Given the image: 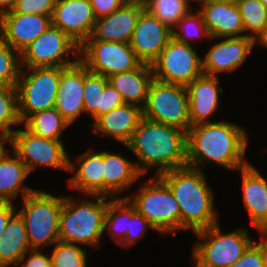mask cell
Segmentation results:
<instances>
[{
    "instance_id": "cell-1",
    "label": "cell",
    "mask_w": 267,
    "mask_h": 267,
    "mask_svg": "<svg viewBox=\"0 0 267 267\" xmlns=\"http://www.w3.org/2000/svg\"><path fill=\"white\" fill-rule=\"evenodd\" d=\"M245 130L224 120L190 126L187 132V166L203 170L206 163H215L228 171L245 167L249 164L244 158L249 140Z\"/></svg>"
},
{
    "instance_id": "cell-2",
    "label": "cell",
    "mask_w": 267,
    "mask_h": 267,
    "mask_svg": "<svg viewBox=\"0 0 267 267\" xmlns=\"http://www.w3.org/2000/svg\"><path fill=\"white\" fill-rule=\"evenodd\" d=\"M124 146L136 156L135 165L142 175L153 167L158 176L187 166V132L174 126L143 117Z\"/></svg>"
},
{
    "instance_id": "cell-3",
    "label": "cell",
    "mask_w": 267,
    "mask_h": 267,
    "mask_svg": "<svg viewBox=\"0 0 267 267\" xmlns=\"http://www.w3.org/2000/svg\"><path fill=\"white\" fill-rule=\"evenodd\" d=\"M204 174L203 170L185 166L158 175L179 205L181 230L195 233L219 223L214 192Z\"/></svg>"
},
{
    "instance_id": "cell-4",
    "label": "cell",
    "mask_w": 267,
    "mask_h": 267,
    "mask_svg": "<svg viewBox=\"0 0 267 267\" xmlns=\"http://www.w3.org/2000/svg\"><path fill=\"white\" fill-rule=\"evenodd\" d=\"M91 199L76 202L72 196H64L59 241L96 248L100 246L104 233V218L112 198L107 201L105 196L92 195Z\"/></svg>"
},
{
    "instance_id": "cell-5",
    "label": "cell",
    "mask_w": 267,
    "mask_h": 267,
    "mask_svg": "<svg viewBox=\"0 0 267 267\" xmlns=\"http://www.w3.org/2000/svg\"><path fill=\"white\" fill-rule=\"evenodd\" d=\"M64 196L34 190L22 199L17 213L23 219L31 249L48 247L59 241L60 216Z\"/></svg>"
},
{
    "instance_id": "cell-6",
    "label": "cell",
    "mask_w": 267,
    "mask_h": 267,
    "mask_svg": "<svg viewBox=\"0 0 267 267\" xmlns=\"http://www.w3.org/2000/svg\"><path fill=\"white\" fill-rule=\"evenodd\" d=\"M194 234L199 239L192 250L195 267H230L255 241L246 227L224 234L219 223Z\"/></svg>"
},
{
    "instance_id": "cell-7",
    "label": "cell",
    "mask_w": 267,
    "mask_h": 267,
    "mask_svg": "<svg viewBox=\"0 0 267 267\" xmlns=\"http://www.w3.org/2000/svg\"><path fill=\"white\" fill-rule=\"evenodd\" d=\"M138 192L137 195L124 194L119 197H126L156 232L176 234L181 230L179 205L168 186L158 176L143 183Z\"/></svg>"
},
{
    "instance_id": "cell-8",
    "label": "cell",
    "mask_w": 267,
    "mask_h": 267,
    "mask_svg": "<svg viewBox=\"0 0 267 267\" xmlns=\"http://www.w3.org/2000/svg\"><path fill=\"white\" fill-rule=\"evenodd\" d=\"M60 76L61 67L21 68L16 88L22 124L34 113L55 107Z\"/></svg>"
},
{
    "instance_id": "cell-9",
    "label": "cell",
    "mask_w": 267,
    "mask_h": 267,
    "mask_svg": "<svg viewBox=\"0 0 267 267\" xmlns=\"http://www.w3.org/2000/svg\"><path fill=\"white\" fill-rule=\"evenodd\" d=\"M143 117L188 132L191 124L186 87L153 79L148 88Z\"/></svg>"
},
{
    "instance_id": "cell-10",
    "label": "cell",
    "mask_w": 267,
    "mask_h": 267,
    "mask_svg": "<svg viewBox=\"0 0 267 267\" xmlns=\"http://www.w3.org/2000/svg\"><path fill=\"white\" fill-rule=\"evenodd\" d=\"M151 67L154 79L185 87L204 74L202 58L193 46L179 42L174 37L168 41Z\"/></svg>"
},
{
    "instance_id": "cell-11",
    "label": "cell",
    "mask_w": 267,
    "mask_h": 267,
    "mask_svg": "<svg viewBox=\"0 0 267 267\" xmlns=\"http://www.w3.org/2000/svg\"><path fill=\"white\" fill-rule=\"evenodd\" d=\"M20 57L21 67H66L79 59V46L51 25L21 52Z\"/></svg>"
},
{
    "instance_id": "cell-12",
    "label": "cell",
    "mask_w": 267,
    "mask_h": 267,
    "mask_svg": "<svg viewBox=\"0 0 267 267\" xmlns=\"http://www.w3.org/2000/svg\"><path fill=\"white\" fill-rule=\"evenodd\" d=\"M79 60L88 71L106 78L141 64L129 43L100 40H86L79 47Z\"/></svg>"
},
{
    "instance_id": "cell-13",
    "label": "cell",
    "mask_w": 267,
    "mask_h": 267,
    "mask_svg": "<svg viewBox=\"0 0 267 267\" xmlns=\"http://www.w3.org/2000/svg\"><path fill=\"white\" fill-rule=\"evenodd\" d=\"M12 151L24 162L29 173L37 166L69 171L68 152L63 140H50L37 136L25 126L11 134Z\"/></svg>"
},
{
    "instance_id": "cell-14",
    "label": "cell",
    "mask_w": 267,
    "mask_h": 267,
    "mask_svg": "<svg viewBox=\"0 0 267 267\" xmlns=\"http://www.w3.org/2000/svg\"><path fill=\"white\" fill-rule=\"evenodd\" d=\"M172 37V30L144 9L129 44L141 63L152 65Z\"/></svg>"
},
{
    "instance_id": "cell-15",
    "label": "cell",
    "mask_w": 267,
    "mask_h": 267,
    "mask_svg": "<svg viewBox=\"0 0 267 267\" xmlns=\"http://www.w3.org/2000/svg\"><path fill=\"white\" fill-rule=\"evenodd\" d=\"M95 22L89 0H56L52 25L79 47L92 35Z\"/></svg>"
},
{
    "instance_id": "cell-16",
    "label": "cell",
    "mask_w": 267,
    "mask_h": 267,
    "mask_svg": "<svg viewBox=\"0 0 267 267\" xmlns=\"http://www.w3.org/2000/svg\"><path fill=\"white\" fill-rule=\"evenodd\" d=\"M202 58V69L205 75L217 77L218 73H230L244 64L248 55L258 44L247 36L219 38Z\"/></svg>"
},
{
    "instance_id": "cell-17",
    "label": "cell",
    "mask_w": 267,
    "mask_h": 267,
    "mask_svg": "<svg viewBox=\"0 0 267 267\" xmlns=\"http://www.w3.org/2000/svg\"><path fill=\"white\" fill-rule=\"evenodd\" d=\"M52 25V17L39 14L3 13L0 34L17 52H21Z\"/></svg>"
},
{
    "instance_id": "cell-18",
    "label": "cell",
    "mask_w": 267,
    "mask_h": 267,
    "mask_svg": "<svg viewBox=\"0 0 267 267\" xmlns=\"http://www.w3.org/2000/svg\"><path fill=\"white\" fill-rule=\"evenodd\" d=\"M84 64L78 59L74 64L61 67L59 89L55 108L70 123L84 113Z\"/></svg>"
},
{
    "instance_id": "cell-19",
    "label": "cell",
    "mask_w": 267,
    "mask_h": 267,
    "mask_svg": "<svg viewBox=\"0 0 267 267\" xmlns=\"http://www.w3.org/2000/svg\"><path fill=\"white\" fill-rule=\"evenodd\" d=\"M209 39L244 36L242 17L237 6L217 0H199Z\"/></svg>"
},
{
    "instance_id": "cell-20",
    "label": "cell",
    "mask_w": 267,
    "mask_h": 267,
    "mask_svg": "<svg viewBox=\"0 0 267 267\" xmlns=\"http://www.w3.org/2000/svg\"><path fill=\"white\" fill-rule=\"evenodd\" d=\"M76 160L69 158L68 172L74 175L68 179L69 187L86 196H104V151L89 149Z\"/></svg>"
},
{
    "instance_id": "cell-21",
    "label": "cell",
    "mask_w": 267,
    "mask_h": 267,
    "mask_svg": "<svg viewBox=\"0 0 267 267\" xmlns=\"http://www.w3.org/2000/svg\"><path fill=\"white\" fill-rule=\"evenodd\" d=\"M237 172L242 176L243 203L251 224L260 235H267V179L250 163Z\"/></svg>"
},
{
    "instance_id": "cell-22",
    "label": "cell",
    "mask_w": 267,
    "mask_h": 267,
    "mask_svg": "<svg viewBox=\"0 0 267 267\" xmlns=\"http://www.w3.org/2000/svg\"><path fill=\"white\" fill-rule=\"evenodd\" d=\"M144 9L140 4L126 1L113 13L96 19L92 35L87 40L129 43Z\"/></svg>"
},
{
    "instance_id": "cell-23",
    "label": "cell",
    "mask_w": 267,
    "mask_h": 267,
    "mask_svg": "<svg viewBox=\"0 0 267 267\" xmlns=\"http://www.w3.org/2000/svg\"><path fill=\"white\" fill-rule=\"evenodd\" d=\"M219 77L201 75L186 86L189 99V115L191 126L212 122L211 117L219 109Z\"/></svg>"
},
{
    "instance_id": "cell-24",
    "label": "cell",
    "mask_w": 267,
    "mask_h": 267,
    "mask_svg": "<svg viewBox=\"0 0 267 267\" xmlns=\"http://www.w3.org/2000/svg\"><path fill=\"white\" fill-rule=\"evenodd\" d=\"M142 118L143 108L124 103L98 117L91 128L96 136L110 137L126 145Z\"/></svg>"
},
{
    "instance_id": "cell-25",
    "label": "cell",
    "mask_w": 267,
    "mask_h": 267,
    "mask_svg": "<svg viewBox=\"0 0 267 267\" xmlns=\"http://www.w3.org/2000/svg\"><path fill=\"white\" fill-rule=\"evenodd\" d=\"M84 113L95 121L98 117L124 104L120 93L108 79L95 74L84 65Z\"/></svg>"
},
{
    "instance_id": "cell-26",
    "label": "cell",
    "mask_w": 267,
    "mask_h": 267,
    "mask_svg": "<svg viewBox=\"0 0 267 267\" xmlns=\"http://www.w3.org/2000/svg\"><path fill=\"white\" fill-rule=\"evenodd\" d=\"M107 79L108 83L120 93L124 103L144 108L148 88L154 76L151 65L141 63L134 70L116 73Z\"/></svg>"
},
{
    "instance_id": "cell-27",
    "label": "cell",
    "mask_w": 267,
    "mask_h": 267,
    "mask_svg": "<svg viewBox=\"0 0 267 267\" xmlns=\"http://www.w3.org/2000/svg\"><path fill=\"white\" fill-rule=\"evenodd\" d=\"M104 196L117 198L142 176L135 162L120 153L104 150Z\"/></svg>"
},
{
    "instance_id": "cell-28",
    "label": "cell",
    "mask_w": 267,
    "mask_h": 267,
    "mask_svg": "<svg viewBox=\"0 0 267 267\" xmlns=\"http://www.w3.org/2000/svg\"><path fill=\"white\" fill-rule=\"evenodd\" d=\"M11 153L0 160V201L14 203L19 192L23 199L34 189L23 185L30 173L24 162L13 151Z\"/></svg>"
},
{
    "instance_id": "cell-29",
    "label": "cell",
    "mask_w": 267,
    "mask_h": 267,
    "mask_svg": "<svg viewBox=\"0 0 267 267\" xmlns=\"http://www.w3.org/2000/svg\"><path fill=\"white\" fill-rule=\"evenodd\" d=\"M29 250L31 248L24 221L16 212L0 236V267L16 266Z\"/></svg>"
},
{
    "instance_id": "cell-30",
    "label": "cell",
    "mask_w": 267,
    "mask_h": 267,
    "mask_svg": "<svg viewBox=\"0 0 267 267\" xmlns=\"http://www.w3.org/2000/svg\"><path fill=\"white\" fill-rule=\"evenodd\" d=\"M136 212V208L126 197L112 198L104 218V232L108 231L111 239L120 245L126 237L129 220Z\"/></svg>"
},
{
    "instance_id": "cell-31",
    "label": "cell",
    "mask_w": 267,
    "mask_h": 267,
    "mask_svg": "<svg viewBox=\"0 0 267 267\" xmlns=\"http://www.w3.org/2000/svg\"><path fill=\"white\" fill-rule=\"evenodd\" d=\"M22 125L37 136L61 140V133L70 126V123L54 107L34 113Z\"/></svg>"
},
{
    "instance_id": "cell-32",
    "label": "cell",
    "mask_w": 267,
    "mask_h": 267,
    "mask_svg": "<svg viewBox=\"0 0 267 267\" xmlns=\"http://www.w3.org/2000/svg\"><path fill=\"white\" fill-rule=\"evenodd\" d=\"M237 7L242 17L244 36L259 42L267 33V8L259 0H242Z\"/></svg>"
},
{
    "instance_id": "cell-33",
    "label": "cell",
    "mask_w": 267,
    "mask_h": 267,
    "mask_svg": "<svg viewBox=\"0 0 267 267\" xmlns=\"http://www.w3.org/2000/svg\"><path fill=\"white\" fill-rule=\"evenodd\" d=\"M189 0H151L145 9L173 30L192 6Z\"/></svg>"
},
{
    "instance_id": "cell-34",
    "label": "cell",
    "mask_w": 267,
    "mask_h": 267,
    "mask_svg": "<svg viewBox=\"0 0 267 267\" xmlns=\"http://www.w3.org/2000/svg\"><path fill=\"white\" fill-rule=\"evenodd\" d=\"M20 53L0 34V86L16 87L21 72Z\"/></svg>"
},
{
    "instance_id": "cell-35",
    "label": "cell",
    "mask_w": 267,
    "mask_h": 267,
    "mask_svg": "<svg viewBox=\"0 0 267 267\" xmlns=\"http://www.w3.org/2000/svg\"><path fill=\"white\" fill-rule=\"evenodd\" d=\"M16 124H22L18 113L17 88L0 86V131L12 134Z\"/></svg>"
},
{
    "instance_id": "cell-36",
    "label": "cell",
    "mask_w": 267,
    "mask_h": 267,
    "mask_svg": "<svg viewBox=\"0 0 267 267\" xmlns=\"http://www.w3.org/2000/svg\"><path fill=\"white\" fill-rule=\"evenodd\" d=\"M88 253L80 245L57 241L50 256L53 267H87Z\"/></svg>"
},
{
    "instance_id": "cell-37",
    "label": "cell",
    "mask_w": 267,
    "mask_h": 267,
    "mask_svg": "<svg viewBox=\"0 0 267 267\" xmlns=\"http://www.w3.org/2000/svg\"><path fill=\"white\" fill-rule=\"evenodd\" d=\"M172 33L176 40L187 44L193 42V39L197 41L202 36L210 38L202 15L198 10L195 13L191 10L185 15L172 30Z\"/></svg>"
},
{
    "instance_id": "cell-38",
    "label": "cell",
    "mask_w": 267,
    "mask_h": 267,
    "mask_svg": "<svg viewBox=\"0 0 267 267\" xmlns=\"http://www.w3.org/2000/svg\"><path fill=\"white\" fill-rule=\"evenodd\" d=\"M230 267H266L265 265V235H261L247 248L240 259Z\"/></svg>"
},
{
    "instance_id": "cell-39",
    "label": "cell",
    "mask_w": 267,
    "mask_h": 267,
    "mask_svg": "<svg viewBox=\"0 0 267 267\" xmlns=\"http://www.w3.org/2000/svg\"><path fill=\"white\" fill-rule=\"evenodd\" d=\"M56 0H18L11 11L5 13L39 14L53 16Z\"/></svg>"
},
{
    "instance_id": "cell-40",
    "label": "cell",
    "mask_w": 267,
    "mask_h": 267,
    "mask_svg": "<svg viewBox=\"0 0 267 267\" xmlns=\"http://www.w3.org/2000/svg\"><path fill=\"white\" fill-rule=\"evenodd\" d=\"M155 230L151 223L140 213L136 212L131 220H129V228L127 230L124 241L120 244L124 248L135 244L139 239L145 236L147 229Z\"/></svg>"
},
{
    "instance_id": "cell-41",
    "label": "cell",
    "mask_w": 267,
    "mask_h": 267,
    "mask_svg": "<svg viewBox=\"0 0 267 267\" xmlns=\"http://www.w3.org/2000/svg\"><path fill=\"white\" fill-rule=\"evenodd\" d=\"M27 254L28 252L18 261V265L15 267H53L51 256L49 254L45 255L40 249L29 250L28 258H26Z\"/></svg>"
},
{
    "instance_id": "cell-42",
    "label": "cell",
    "mask_w": 267,
    "mask_h": 267,
    "mask_svg": "<svg viewBox=\"0 0 267 267\" xmlns=\"http://www.w3.org/2000/svg\"><path fill=\"white\" fill-rule=\"evenodd\" d=\"M96 19L107 16L120 8L126 0H89Z\"/></svg>"
},
{
    "instance_id": "cell-43",
    "label": "cell",
    "mask_w": 267,
    "mask_h": 267,
    "mask_svg": "<svg viewBox=\"0 0 267 267\" xmlns=\"http://www.w3.org/2000/svg\"><path fill=\"white\" fill-rule=\"evenodd\" d=\"M17 212L14 203L8 201H0V236L5 231L9 219Z\"/></svg>"
},
{
    "instance_id": "cell-44",
    "label": "cell",
    "mask_w": 267,
    "mask_h": 267,
    "mask_svg": "<svg viewBox=\"0 0 267 267\" xmlns=\"http://www.w3.org/2000/svg\"><path fill=\"white\" fill-rule=\"evenodd\" d=\"M8 142L10 144V148H12V137H11V134H9L7 132H4V131H0V160L3 159L8 153H10L5 148L6 146H4Z\"/></svg>"
},
{
    "instance_id": "cell-45",
    "label": "cell",
    "mask_w": 267,
    "mask_h": 267,
    "mask_svg": "<svg viewBox=\"0 0 267 267\" xmlns=\"http://www.w3.org/2000/svg\"><path fill=\"white\" fill-rule=\"evenodd\" d=\"M18 0H0V15L11 11Z\"/></svg>"
},
{
    "instance_id": "cell-46",
    "label": "cell",
    "mask_w": 267,
    "mask_h": 267,
    "mask_svg": "<svg viewBox=\"0 0 267 267\" xmlns=\"http://www.w3.org/2000/svg\"><path fill=\"white\" fill-rule=\"evenodd\" d=\"M127 2L137 3L145 7L151 0H126Z\"/></svg>"
},
{
    "instance_id": "cell-47",
    "label": "cell",
    "mask_w": 267,
    "mask_h": 267,
    "mask_svg": "<svg viewBox=\"0 0 267 267\" xmlns=\"http://www.w3.org/2000/svg\"><path fill=\"white\" fill-rule=\"evenodd\" d=\"M217 1H220V2H224V3H228V4H232V5L238 6L239 3H240L242 0H217Z\"/></svg>"
},
{
    "instance_id": "cell-48",
    "label": "cell",
    "mask_w": 267,
    "mask_h": 267,
    "mask_svg": "<svg viewBox=\"0 0 267 267\" xmlns=\"http://www.w3.org/2000/svg\"><path fill=\"white\" fill-rule=\"evenodd\" d=\"M258 45H262L267 49V33L266 35L258 42Z\"/></svg>"
},
{
    "instance_id": "cell-49",
    "label": "cell",
    "mask_w": 267,
    "mask_h": 267,
    "mask_svg": "<svg viewBox=\"0 0 267 267\" xmlns=\"http://www.w3.org/2000/svg\"><path fill=\"white\" fill-rule=\"evenodd\" d=\"M265 265L267 267V235H265Z\"/></svg>"
},
{
    "instance_id": "cell-50",
    "label": "cell",
    "mask_w": 267,
    "mask_h": 267,
    "mask_svg": "<svg viewBox=\"0 0 267 267\" xmlns=\"http://www.w3.org/2000/svg\"><path fill=\"white\" fill-rule=\"evenodd\" d=\"M267 8V0H259Z\"/></svg>"
},
{
    "instance_id": "cell-51",
    "label": "cell",
    "mask_w": 267,
    "mask_h": 267,
    "mask_svg": "<svg viewBox=\"0 0 267 267\" xmlns=\"http://www.w3.org/2000/svg\"><path fill=\"white\" fill-rule=\"evenodd\" d=\"M189 1H190V2H191V1L193 2V1H194V3L197 2V4H198V1H199V0H189Z\"/></svg>"
}]
</instances>
